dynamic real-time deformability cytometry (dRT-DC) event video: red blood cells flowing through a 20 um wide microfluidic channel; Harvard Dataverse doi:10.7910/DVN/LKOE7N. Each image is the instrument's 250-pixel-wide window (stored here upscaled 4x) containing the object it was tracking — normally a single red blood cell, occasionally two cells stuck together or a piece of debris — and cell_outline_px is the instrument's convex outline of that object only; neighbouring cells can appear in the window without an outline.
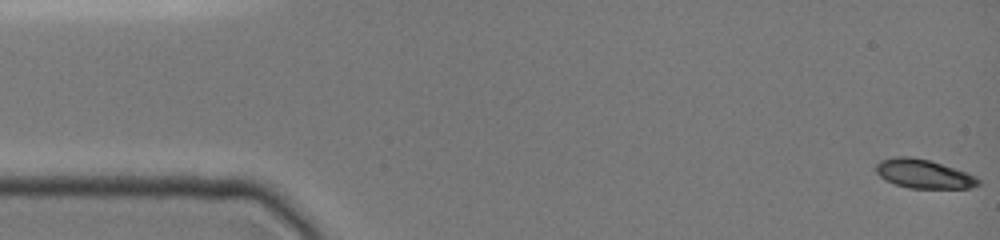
{"species": "common noctule bat (a hibernating species)", "species_latin": "Nyctalus noctula", "temperature_condition": "cold", "stored_images_in_passage": 6, "camera_frame_rate_fps": 3000, "um_per_image_px": 0.085, "animal": {"sex": "female", "body_mass_g": 19.0, "forearm_length_mm": 51.5}, "frame": {"image": 1, "passage_image": 1, "time_ms": 0.0, "image_size_px": [1000, 240], "cell_outline_px": [[980, 184], [972, 188], [908, 188], [896, 184], [880, 176], [876, 172], [876, 164], [880, 160], [896, 156], [908, 156], [928, 160], [976, 176], [980, 180]], "centroid_in_image_um": [78.5, 14.78], "position_along_channel_um": 6.5, "area_um2": 16.94}}
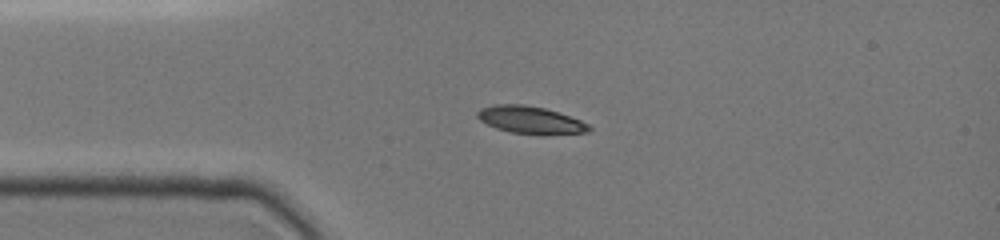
{"frame": {"image": 2, "passage_image": 5, "time_ms": 3.667, "image_size_px": [1000, 240], "cell_outline_px": [[592, 128], [588, 132], [544, 136], [508, 132], [496, 128], [480, 120], [476, 116], [476, 112], [480, 108], [496, 104], [524, 104], [544, 108], [580, 120], [588, 124]], "centroid_in_image_um": [45.08, 10.22], "position_along_channel_um": 39.9, "area_um2": 18.09}}